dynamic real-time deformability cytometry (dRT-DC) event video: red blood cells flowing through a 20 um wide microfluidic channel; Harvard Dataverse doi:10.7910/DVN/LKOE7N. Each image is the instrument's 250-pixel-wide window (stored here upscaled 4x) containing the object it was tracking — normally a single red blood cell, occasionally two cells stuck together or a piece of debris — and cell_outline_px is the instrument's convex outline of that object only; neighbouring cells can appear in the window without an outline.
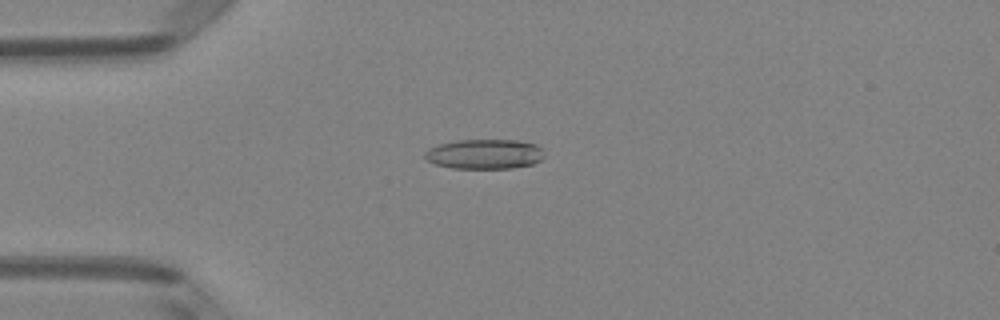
{"species": "Egyptian fruit bat (a non-hibernating species)", "species_latin": "Rousettus aegyptiacus", "temperature_condition": "room temperature", "stored_images_in_passage": 46, "camera_frame_rate_fps": 3000, "um_per_image_px": 0.085, "animal": {"sex": "female"}, "frame": {"image": 1, "passage_image": 9, "time_ms": 2.667, "image_size_px": [1000, 320], "cell_outline_px": [[544, 156], [540, 160], [532, 164], [512, 168], [452, 168], [436, 164], [424, 160], [424, 152], [428, 148], [440, 144], [460, 140], [516, 140], [536, 144], [544, 148]], "centroid_in_image_um": [41.19, 13.09], "position_along_channel_um": 43.8, "area_um2": 20.87}}
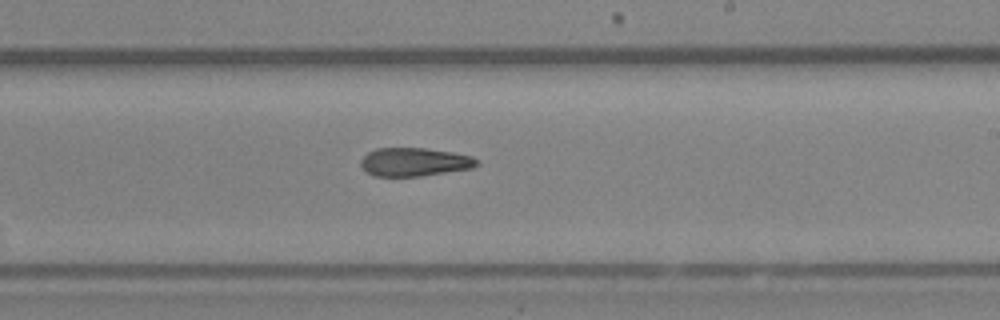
{"frame": {"image": 2, "passage_image": 26, "time_ms": 8.333, "image_size_px": [1000, 320], "cell_outline_px": [[480, 164], [472, 168], [420, 176], [372, 176], [360, 164], [360, 160], [368, 152], [376, 148], [428, 148], [452, 152], [472, 156]], "centroid_in_image_um": [35.22, 13.76], "position_along_channel_um": 253.8, "area_um2": 19.19}}
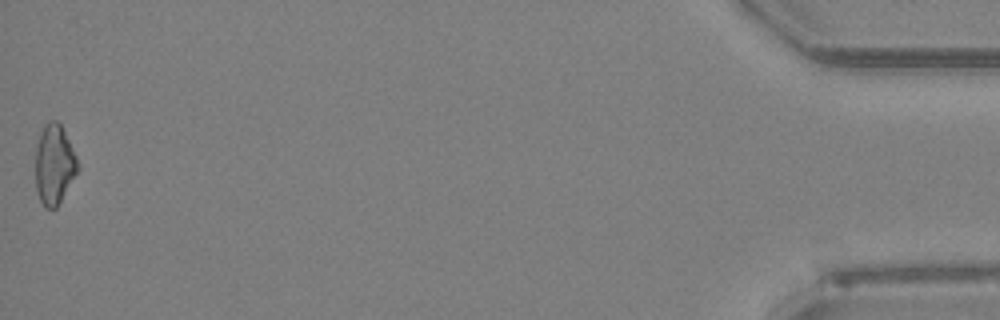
{"frame": {"image": 3, "passage_image": 46, "time_ms": 15.0, "image_size_px": [1000, 320], "cell_outline_px": [[80, 168], [56, 208], [44, 208], [40, 200], [36, 188], [36, 148], [40, 132], [44, 124], [48, 120], [56, 120], [60, 124], [76, 156]], "centroid_in_image_um": [4.61, 13.98], "position_along_channel_um": 430.6, "area_um2": 19.54}, "authors_computed_cell_mechanics": {"area_um2": 19.8254, "velocity_mm_per_s": 4.0885, "shape_relaxation_time_tau1_ms": null, "shape_relaxation_time_tau2_ms": 11.1853, "deformation_change_tau1": null, "deformation_change_tau2": 0.2725}}